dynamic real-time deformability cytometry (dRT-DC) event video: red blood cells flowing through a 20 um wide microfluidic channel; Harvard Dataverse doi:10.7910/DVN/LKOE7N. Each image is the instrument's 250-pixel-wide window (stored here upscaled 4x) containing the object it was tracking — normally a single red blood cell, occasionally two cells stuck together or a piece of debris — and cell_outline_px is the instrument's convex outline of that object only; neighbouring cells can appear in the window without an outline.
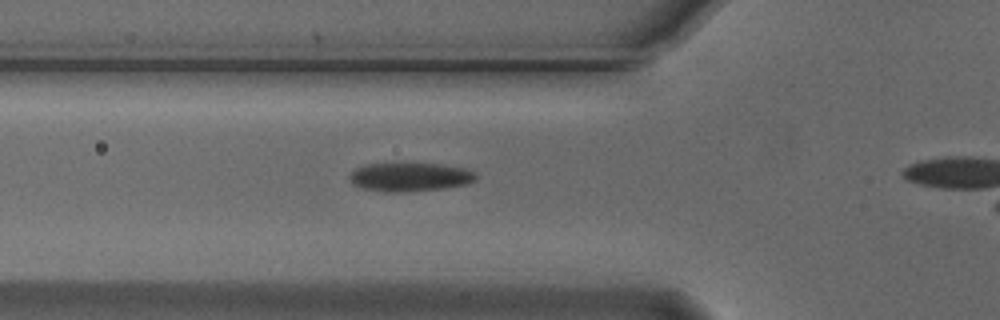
{"species": "Egyptian fruit bat (a non-hibernating species)", "species_latin": "Rousettus aegyptiacus", "temperature_condition": "cold", "stored_images_in_passage": 27, "camera_frame_rate_fps": 3000, "um_per_image_px": 0.085, "animal": {"sex": "male"}, "frame": {"image": 1, "passage_image": 2, "time_ms": 0.333, "image_size_px": [1000, 320], "cell_outline_px": [[476, 180], [468, 184], [444, 188], [404, 192], [384, 192], [360, 188], [352, 184], [348, 180], [348, 176], [356, 168], [364, 164], [440, 164], [464, 168], [476, 172]], "centroid_in_image_um": [34.81, 15.06], "position_along_channel_um": 91.0, "area_um2": 21.27}}
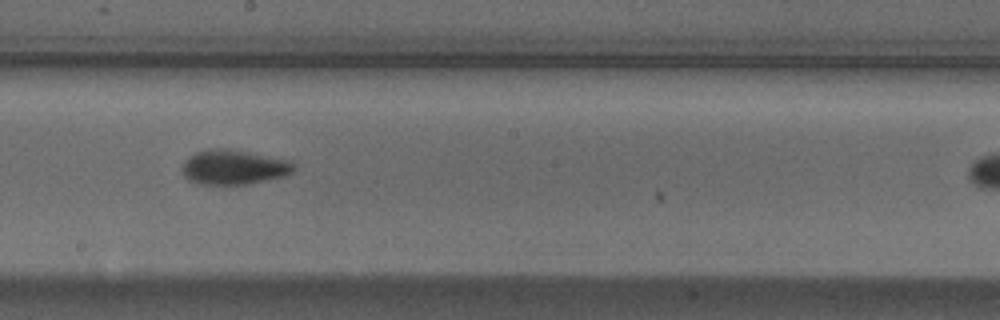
{"frame": {"image": 2, "passage_image": 13, "time_ms": 4.0, "image_size_px": [1000, 320], "cell_outline_px": [[296, 168], [292, 172], [284, 176], [248, 184], [200, 184], [188, 180], [180, 172], [180, 168], [184, 160], [188, 156], [196, 152], [208, 148], [228, 148], [292, 160], [296, 164]], "centroid_in_image_um": [19.85, 14.19], "position_along_channel_um": 228.4, "area_um2": 23.06}}
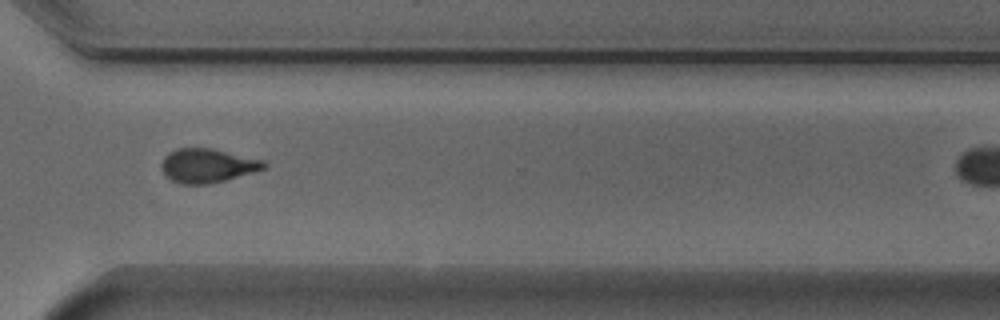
{"frame": {"image": 3, "passage_image": 23, "time_ms": 7.333, "image_size_px": [1000, 320], "cell_outline_px": [[268, 168], [224, 180], [208, 184], [180, 184], [164, 176], [160, 168], [160, 164], [164, 156], [168, 152], [176, 148], [212, 148], [264, 160], [268, 164]], "centroid_in_image_um": [17.61, 14.07], "position_along_channel_um": 353.0, "area_um2": 20.58}}